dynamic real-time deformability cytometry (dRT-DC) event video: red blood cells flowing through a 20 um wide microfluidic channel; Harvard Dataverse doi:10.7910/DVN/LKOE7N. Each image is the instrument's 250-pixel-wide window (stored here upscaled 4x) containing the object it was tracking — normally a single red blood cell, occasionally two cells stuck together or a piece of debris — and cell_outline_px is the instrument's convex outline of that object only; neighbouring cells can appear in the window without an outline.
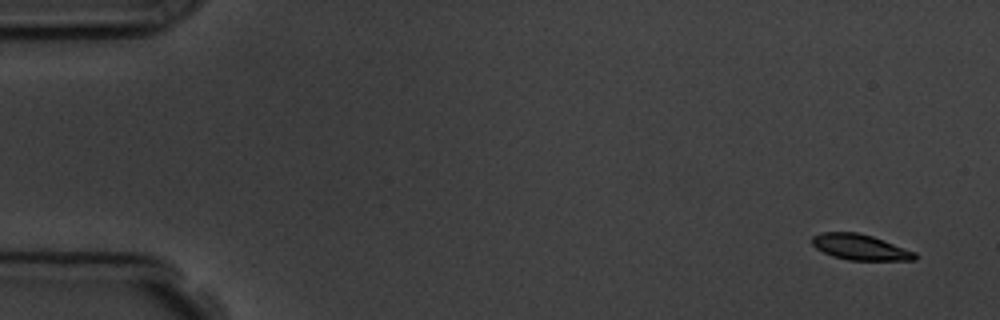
{"species": "common noctule bat (a hibernating species)", "species_latin": "Nyctalus noctula", "temperature_condition": "room temperature", "stored_images_in_passage": 6, "camera_frame_rate_fps": 3000, "um_per_image_px": 0.085, "animal": {"sex": "male", "body_mass_g": 19.5, "forearm_length_mm": 54.6}, "frame": {"image": 1, "passage_image": 1, "time_ms": 0.0, "image_size_px": [1000, 320], "cell_outline_px": [[916, 260], [848, 260], [832, 256], [816, 248], [812, 244], [812, 236], [820, 232], [856, 232], [872, 236], [884, 240], [916, 252]], "centroid_in_image_um": [73.1, 21.0], "position_along_channel_um": 11.9, "area_um2": 15.37}}